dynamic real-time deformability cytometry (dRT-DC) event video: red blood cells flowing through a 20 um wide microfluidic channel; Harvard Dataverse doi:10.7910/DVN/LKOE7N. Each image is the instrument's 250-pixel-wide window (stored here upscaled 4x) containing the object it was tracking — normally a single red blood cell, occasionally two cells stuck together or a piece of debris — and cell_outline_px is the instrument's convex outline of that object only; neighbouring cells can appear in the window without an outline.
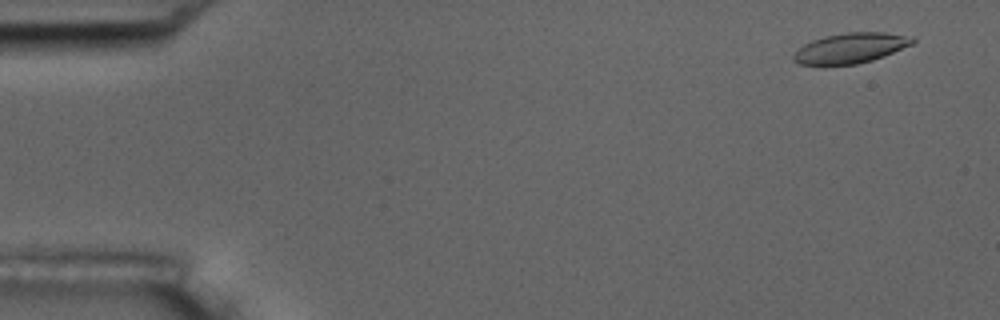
{"species": "common noctule bat (a hibernating species)", "species_latin": "Nyctalus noctula", "temperature_condition": "room temperature", "stored_images_in_passage": 6, "camera_frame_rate_fps": 3000, "um_per_image_px": 0.085, "animal": {"sex": "male", "body_mass_g": 17.5, "forearm_length_mm": 52.3}, "frame": {"image": 1, "passage_image": 1, "time_ms": 0.0, "image_size_px": [1000, 320], "cell_outline_px": [[916, 40], [912, 44], [884, 56], [872, 60], [856, 64], [824, 68], [800, 64], [792, 60], [792, 56], [804, 44], [812, 40], [824, 36], [844, 32], [884, 32], [912, 36]], "centroid_in_image_um": [72.24, 4.12], "position_along_channel_um": 12.8, "area_um2": 21.62}}
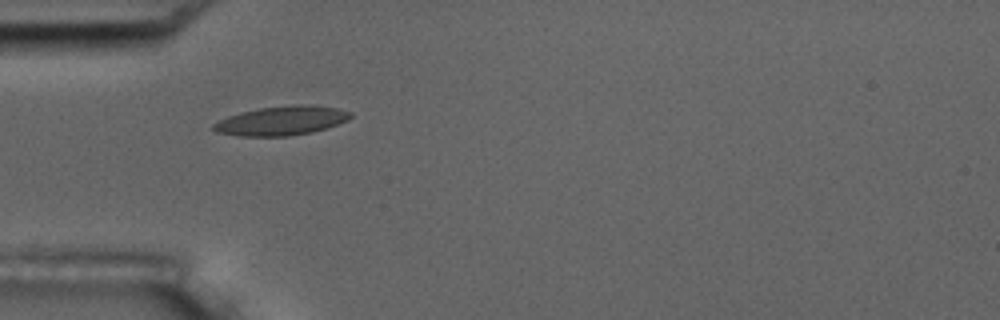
{"frame": {"image": 2, "passage_image": 5, "time_ms": 4.667, "image_size_px": [1000, 320], "cell_outline_px": [[352, 116], [348, 120], [328, 128], [312, 132], [288, 136], [236, 136], [216, 132], [212, 128], [212, 124], [228, 116], [240, 112], [260, 108], [296, 104], [312, 104], [336, 108], [352, 112]], "centroid_in_image_um": [23.94, 10.26], "position_along_channel_um": 61.1, "area_um2": 23.47}}